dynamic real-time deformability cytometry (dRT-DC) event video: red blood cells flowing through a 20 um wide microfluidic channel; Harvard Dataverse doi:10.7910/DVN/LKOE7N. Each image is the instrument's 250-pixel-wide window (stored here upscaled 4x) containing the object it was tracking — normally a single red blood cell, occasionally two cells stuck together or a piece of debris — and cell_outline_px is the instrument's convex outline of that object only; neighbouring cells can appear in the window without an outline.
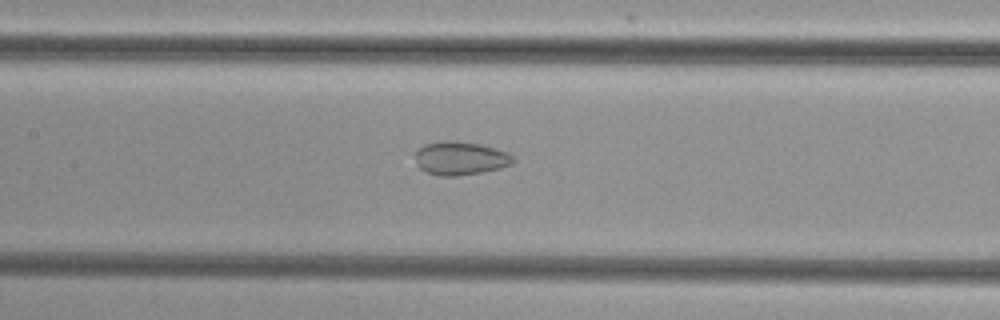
{"species": "common noctule bat (a hibernating species)", "species_latin": "Nyctalus noctula", "temperature_condition": "cold", "stored_images_in_passage": 52, "camera_frame_rate_fps": 3000, "um_per_image_px": 0.085, "animal": {"sex": "female", "body_mass_g": 29.2, "forearm_length_mm": 56.3}, "frame": {"image": 1, "passage_image": 25, "time_ms": 8.0, "image_size_px": [1000, 320], "cell_outline_px": [[516, 160], [512, 164], [500, 168], [480, 172], [456, 176], [440, 176], [428, 172], [420, 168], [416, 164], [416, 152], [424, 144], [480, 144], [496, 148], [508, 152]], "centroid_in_image_um": [39.19, 13.51], "position_along_channel_um": 168.2, "area_um2": 18.15}}
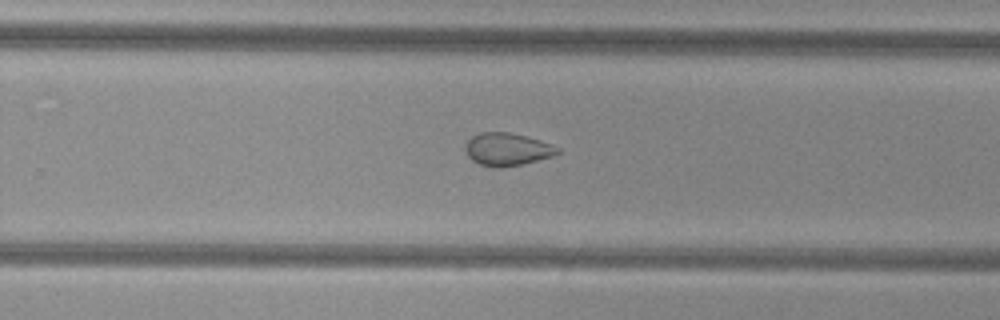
{"frame": {"image": 2, "passage_image": 34, "time_ms": 11.0, "image_size_px": [1000, 320], "cell_outline_px": [[560, 152], [552, 156], [520, 164], [500, 168], [496, 168], [480, 164], [472, 160], [468, 156], [464, 148], [464, 144], [472, 136], [480, 132], [508, 132], [540, 140], [560, 148]], "centroid_in_image_um": [43.07, 12.68], "position_along_channel_um": 286.7, "area_um2": 17.46}}
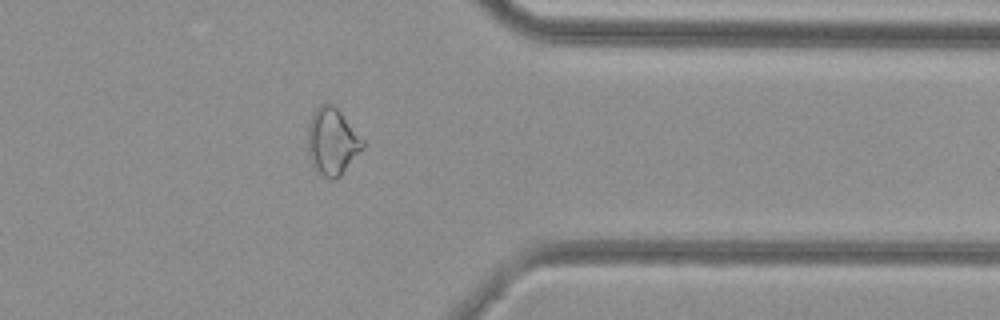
{"frame": {"image": 3, "passage_image": 42, "time_ms": 13.667, "image_size_px": [1000, 320], "cell_outline_px": [[364, 148], [340, 176], [332, 180], [324, 176], [312, 164], [308, 152], [308, 124], [312, 112], [320, 104], [328, 100], [340, 112], [364, 140]], "centroid_in_image_um": [28.23, 11.99], "position_along_channel_um": 383.2, "area_um2": 21.39}}